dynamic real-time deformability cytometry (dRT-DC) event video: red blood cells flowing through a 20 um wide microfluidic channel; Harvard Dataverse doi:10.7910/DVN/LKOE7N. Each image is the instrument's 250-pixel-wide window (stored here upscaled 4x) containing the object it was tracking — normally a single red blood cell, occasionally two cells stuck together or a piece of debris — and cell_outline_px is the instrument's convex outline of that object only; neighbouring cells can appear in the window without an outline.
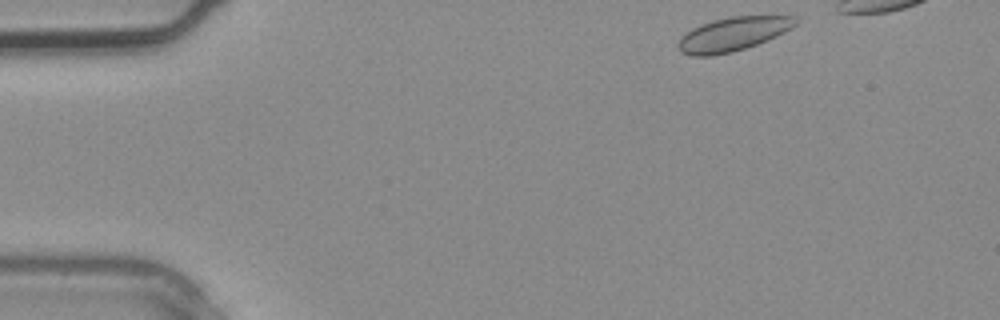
{"species": "common noctule bat (a hibernating species)", "species_latin": "Nyctalus noctula", "temperature_condition": "warm", "stored_images_in_passage": 3, "camera_frame_rate_fps": 3000, "um_per_image_px": 0.085, "animal": {"sex": "male", "body_mass_g": 20.4}, "frame": {"image": 1, "passage_image": 1, "time_ms": 0.0, "image_size_px": [1000, 320], "cell_outline_px": [[800, 20], [792, 28], [776, 36], [756, 44], [732, 52], [712, 56], [692, 56], [680, 52], [676, 48], [676, 44], [680, 36], [692, 28], [712, 20], [732, 16], [796, 16]], "centroid_in_image_um": [62.25, 2.9], "position_along_channel_um": 22.7, "area_um2": 23.29}}